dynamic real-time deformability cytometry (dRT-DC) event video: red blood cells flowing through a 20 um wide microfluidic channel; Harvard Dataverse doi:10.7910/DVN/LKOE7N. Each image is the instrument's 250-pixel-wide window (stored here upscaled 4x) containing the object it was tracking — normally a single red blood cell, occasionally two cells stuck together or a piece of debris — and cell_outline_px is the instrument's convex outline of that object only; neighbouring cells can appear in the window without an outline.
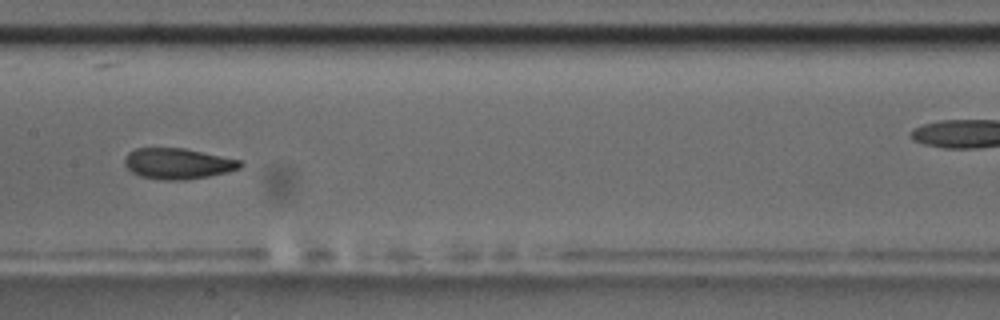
{"species": "common noctule bat (a hibernating species)", "species_latin": "Nyctalus noctula", "temperature_condition": "room temperature", "stored_images_in_passage": 12, "camera_frame_rate_fps": 3000, "um_per_image_px": 0.085, "animal": {"sex": "male", "body_mass_g": 17.5, "forearm_length_mm": 52.3}, "frame": {"image": 1, "passage_image": 9, "time_ms": 9.333, "image_size_px": [1000, 320], "cell_outline_px": [[244, 164], [240, 168], [228, 172], [208, 176], [184, 180], [164, 180], [140, 176], [132, 172], [124, 164], [124, 160], [128, 152], [136, 148], [184, 148], [240, 160]], "centroid_in_image_um": [15.11, 13.9], "position_along_channel_um": 192.3, "area_um2": 20.69}}